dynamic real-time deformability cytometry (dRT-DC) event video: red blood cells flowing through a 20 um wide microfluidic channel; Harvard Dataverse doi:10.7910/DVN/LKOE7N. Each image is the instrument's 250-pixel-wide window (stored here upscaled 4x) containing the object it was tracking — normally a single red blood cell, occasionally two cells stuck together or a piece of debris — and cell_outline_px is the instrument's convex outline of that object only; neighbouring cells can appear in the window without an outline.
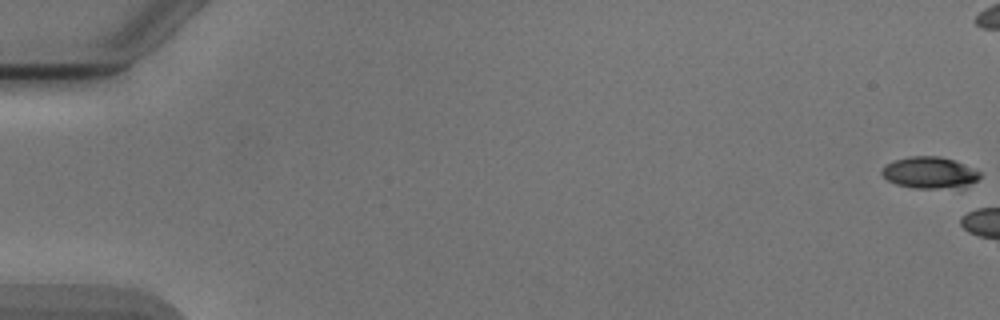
{"species": "Egyptian fruit bat (a non-hibernating species)", "species_latin": "Rousettus aegyptiacus", "temperature_condition": "cold", "stored_images_in_passage": 5, "camera_frame_rate_fps": 3000, "um_per_image_px": 0.085, "animal": {"sex": "male"}, "frame": {"image": 1, "passage_image": 1, "time_ms": 0.0, "image_size_px": [1000, 320], "cell_outline_px": [[980, 176], [976, 180], [964, 188], [916, 188], [896, 184], [888, 180], [880, 172], [880, 168], [896, 160], [912, 156], [940, 156], [976, 168], [980, 172]], "centroid_in_image_um": [79.05, 14.68], "position_along_channel_um": 6.0, "area_um2": 18.03}}